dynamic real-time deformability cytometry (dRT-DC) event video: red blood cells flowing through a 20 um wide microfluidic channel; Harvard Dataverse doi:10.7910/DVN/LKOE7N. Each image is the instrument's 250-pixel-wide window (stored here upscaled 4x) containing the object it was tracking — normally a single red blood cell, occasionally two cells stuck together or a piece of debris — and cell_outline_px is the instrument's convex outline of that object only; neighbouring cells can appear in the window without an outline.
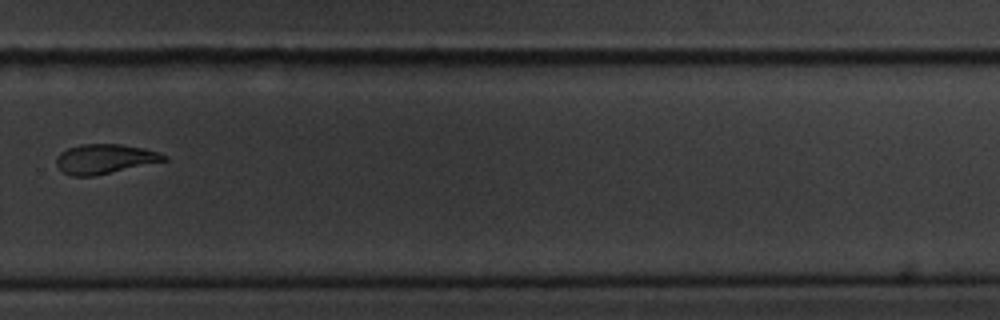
{"species": "common noctule bat (a hibernating species)", "species_latin": "Nyctalus noctula", "temperature_condition": "cold", "stored_images_in_passage": 8, "camera_frame_rate_fps": 3000, "um_per_image_px": 0.085, "animal": {"sex": "male", "body_mass_g": 20.1, "forearm_length_mm": 53.5}, "frame": {"image": 1, "passage_image": 8, "time_ms": 2.333, "image_size_px": [1000, 320], "cell_outline_px": [[168, 160], [92, 176], [72, 176], [64, 172], [56, 164], [56, 156], [60, 152], [68, 148], [80, 144], [120, 144], [144, 148], [160, 152], [168, 156]], "centroid_in_image_um": [8.91, 13.49], "position_along_channel_um": 320.9, "area_um2": 18.5}}